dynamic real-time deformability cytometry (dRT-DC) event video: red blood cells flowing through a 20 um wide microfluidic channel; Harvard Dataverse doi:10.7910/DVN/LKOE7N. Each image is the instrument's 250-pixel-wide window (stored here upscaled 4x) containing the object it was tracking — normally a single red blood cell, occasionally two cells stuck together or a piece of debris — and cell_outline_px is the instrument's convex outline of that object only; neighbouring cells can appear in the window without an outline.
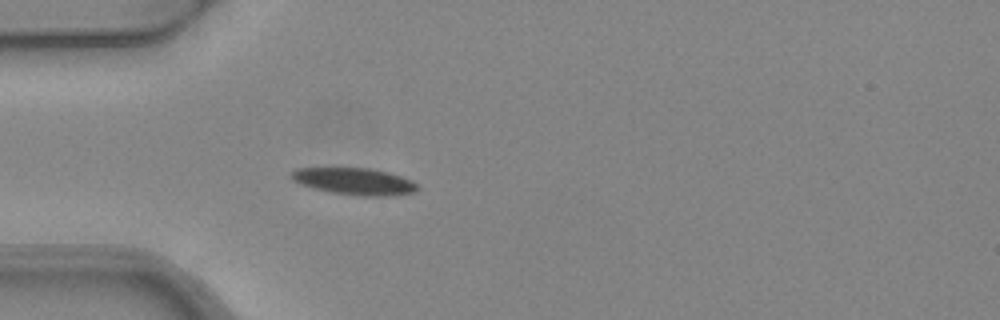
{"species": "common noctule bat (a hibernating species)", "species_latin": "Nyctalus noctula", "temperature_condition": "warm", "stored_images_in_passage": 1, "camera_frame_rate_fps": 3000, "um_per_image_px": 0.085, "animal": {"sex": "female", "body_mass_g": 24.6, "forearm_length_mm": 56.2}, "frame": {"image": 1, "passage_image": 1, "time_ms": 0.0, "image_size_px": [1000, 320], "cell_outline_px": [[420, 188], [416, 192], [396, 196], [356, 196], [332, 192], [312, 188], [300, 184], [292, 180], [288, 176], [296, 168], [368, 168], [388, 172], [412, 180]], "centroid_in_image_um": [30.14, 15.43], "position_along_channel_um": 54.9, "area_um2": 20.0}}